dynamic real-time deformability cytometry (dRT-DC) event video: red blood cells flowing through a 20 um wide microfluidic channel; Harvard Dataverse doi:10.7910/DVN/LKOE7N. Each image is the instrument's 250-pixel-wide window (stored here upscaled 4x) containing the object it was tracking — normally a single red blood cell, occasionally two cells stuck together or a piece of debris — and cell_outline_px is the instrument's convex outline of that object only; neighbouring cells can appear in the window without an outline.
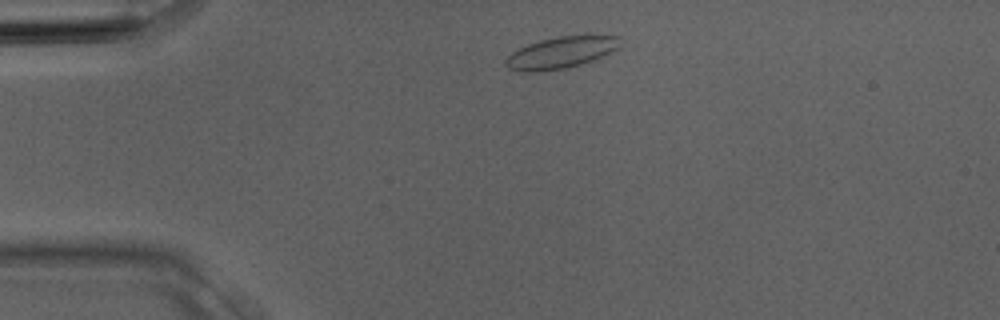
{"species": "Egyptian fruit bat (a non-hibernating species)", "species_latin": "Rousettus aegyptiacus", "temperature_condition": "room temperature", "stored_images_in_passage": 2, "camera_frame_rate_fps": 3000, "um_per_image_px": 0.085, "animal": {"sex": "male"}, "frame": {"image": 1, "passage_image": 1, "time_ms": 0.0, "image_size_px": [1000, 320], "cell_outline_px": [[620, 36], [616, 48], [592, 60], [580, 64], [564, 68], [540, 72], [520, 72], [508, 68], [504, 64], [504, 60], [512, 52], [528, 44], [540, 40], [560, 36]], "centroid_in_image_um": [47.56, 4.49], "position_along_channel_um": 37.4, "area_um2": 20.58}}